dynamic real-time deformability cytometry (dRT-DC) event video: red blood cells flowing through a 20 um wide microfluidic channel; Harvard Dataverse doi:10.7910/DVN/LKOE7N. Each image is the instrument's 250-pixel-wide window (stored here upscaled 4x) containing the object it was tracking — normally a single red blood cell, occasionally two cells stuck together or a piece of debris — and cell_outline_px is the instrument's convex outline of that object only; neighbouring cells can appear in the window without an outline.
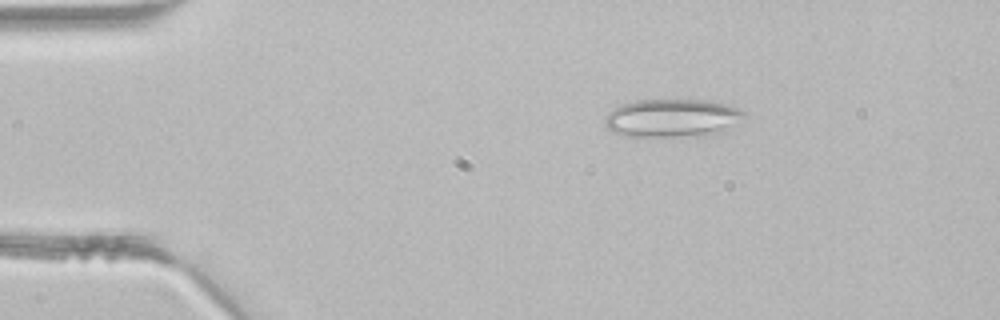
{"species": "common noctule bat (a hibernating species)", "species_latin": "Nyctalus noctula", "temperature_condition": "room temperature", "stored_images_in_passage": 3, "camera_frame_rate_fps": 3000, "um_per_image_px": 0.085, "animal": {"sex": "male", "body_mass_g": 21.5, "forearm_length_mm": 52.0}, "frame": {"image": 1, "passage_image": 2, "time_ms": 0.333, "image_size_px": [1000, 320], "cell_outline_px": [[744, 116], [720, 128], [696, 136], [624, 136], [604, 128], [604, 116], [608, 112], [620, 104], [636, 100], [708, 100], [724, 104], [736, 108], [744, 112]], "centroid_in_image_um": [56.92, 10.01], "position_along_channel_um": 28.1, "area_um2": 30.06}}